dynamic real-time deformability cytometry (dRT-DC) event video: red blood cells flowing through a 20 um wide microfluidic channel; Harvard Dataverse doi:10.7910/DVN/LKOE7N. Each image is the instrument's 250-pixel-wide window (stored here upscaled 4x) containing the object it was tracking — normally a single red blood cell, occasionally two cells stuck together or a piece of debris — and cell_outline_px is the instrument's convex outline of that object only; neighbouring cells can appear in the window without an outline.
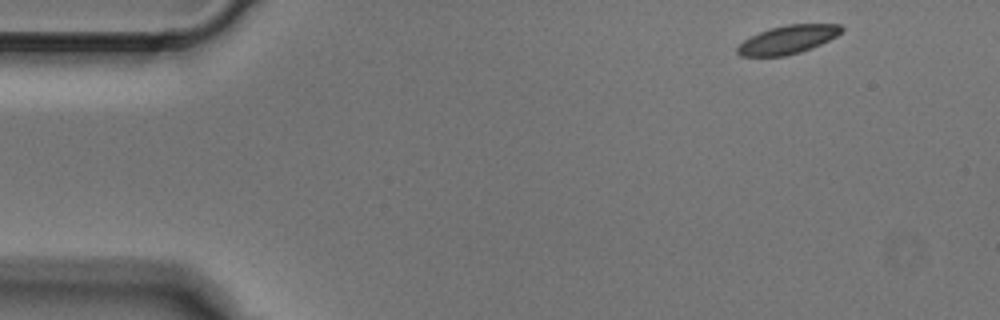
{"species": "Egyptian fruit bat (a non-hibernating species)", "species_latin": "Rousettus aegyptiacus", "temperature_condition": "cold", "stored_images_in_passage": 4, "camera_frame_rate_fps": 3000, "um_per_image_px": 0.085, "animal": {"sex": "male"}, "frame": {"image": 1, "passage_image": 1, "time_ms": 0.0, "image_size_px": [1000, 320], "cell_outline_px": [[844, 28], [836, 36], [812, 48], [800, 52], [784, 56], [740, 56], [736, 52], [736, 48], [744, 40], [760, 32], [772, 28], [788, 24], [840, 24]], "centroid_in_image_um": [66.96, 3.37], "position_along_channel_um": 18.0, "area_um2": 16.99}}